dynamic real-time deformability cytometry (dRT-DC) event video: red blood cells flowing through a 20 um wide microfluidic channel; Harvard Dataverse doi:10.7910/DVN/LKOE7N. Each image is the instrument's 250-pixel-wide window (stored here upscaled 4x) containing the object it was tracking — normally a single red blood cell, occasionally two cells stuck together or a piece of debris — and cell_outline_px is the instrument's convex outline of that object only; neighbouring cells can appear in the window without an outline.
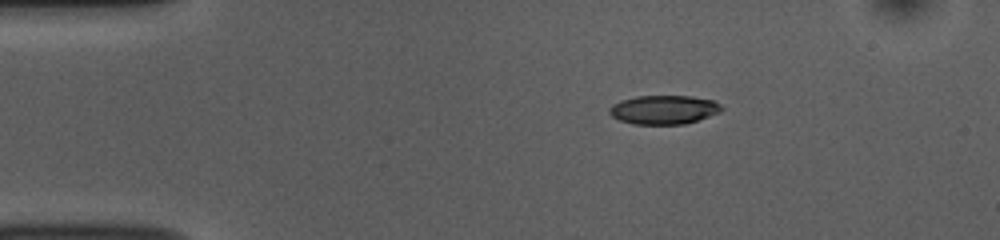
{"species": "common noctule bat (a hibernating species)", "species_latin": "Nyctalus noctula", "temperature_condition": "room temperature", "stored_images_in_passage": 44, "camera_frame_rate_fps": 3000, "um_per_image_px": 0.085, "animal": {"sex": "female", "body_mass_g": 10.0, "forearm_length_mm": 53.1}, "frame": {"image": 1, "passage_image": 1, "time_ms": 0.0, "image_size_px": [1000, 240], "cell_outline_px": [[724, 108], [720, 112], [684, 124], [632, 124], [620, 120], [612, 116], [608, 112], [608, 108], [612, 104], [620, 100], [636, 96], [692, 96], [712, 100], [720, 104]], "centroid_in_image_um": [56.39, 9.32], "position_along_channel_um": 28.6, "area_um2": 18.9}}
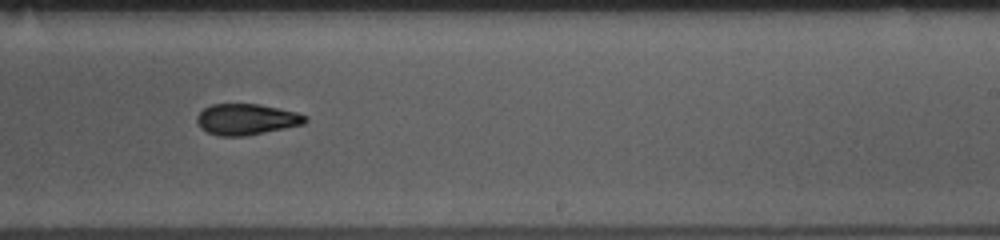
{"frame": {"image": 2, "passage_image": 24, "time_ms": 7.667, "image_size_px": [1000, 240], "cell_outline_px": [[308, 120], [304, 124], [244, 136], [220, 136], [208, 132], [200, 128], [196, 120], [196, 116], [204, 108], [212, 104], [260, 104], [296, 112], [308, 116]], "centroid_in_image_um": [20.94, 10.14], "position_along_channel_um": 268.1, "area_um2": 19.54}}
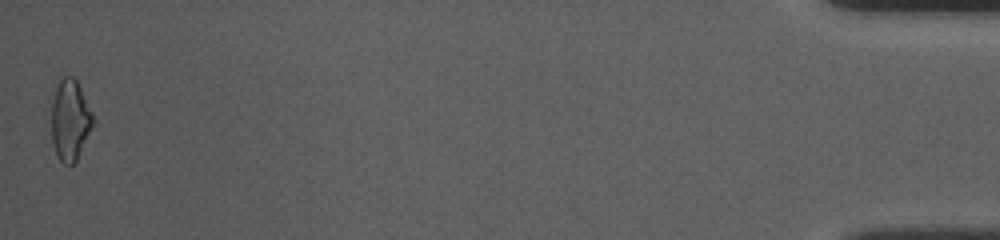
{"frame": {"image": 3, "passage_image": 44, "time_ms": 14.333, "image_size_px": [1000, 240], "cell_outline_px": [[96, 120], [76, 160], [72, 164], [64, 164], [56, 156], [52, 140], [48, 104], [48, 96], [52, 84], [56, 76], [72, 76], [76, 80]], "centroid_in_image_um": [5.85, 10.07], "position_along_channel_um": 429.4, "area_um2": 21.04}, "authors_computed_cell_mechanics": {"area_um2": 19.5942, "velocity_mm_per_s": 3.8085, "shape_relaxation_time_tau1_ms": 3.6647, "shape_relaxation_time_tau2_ms": 3.342, "deformation_change_tau1": 0.1452, "deformation_change_tau2": 0.1088}}